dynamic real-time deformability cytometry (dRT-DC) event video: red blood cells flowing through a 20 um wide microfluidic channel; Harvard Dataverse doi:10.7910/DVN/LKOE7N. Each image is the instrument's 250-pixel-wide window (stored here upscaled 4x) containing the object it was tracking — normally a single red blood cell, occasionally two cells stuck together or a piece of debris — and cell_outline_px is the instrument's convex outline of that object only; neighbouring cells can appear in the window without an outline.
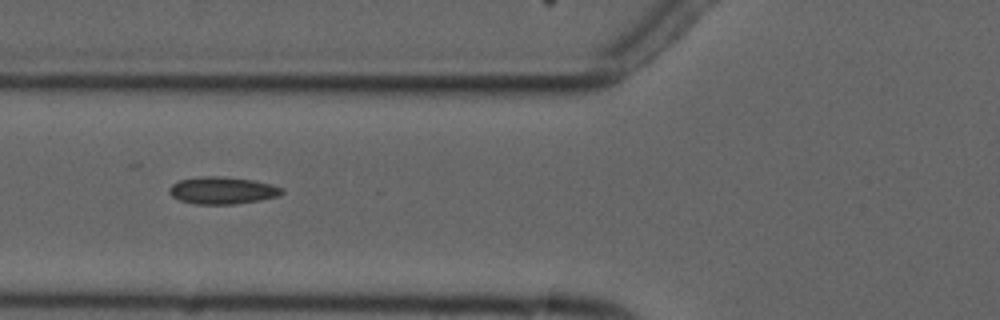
{"species": "common noctule bat (a hibernating species)", "species_latin": "Nyctalus noctula", "temperature_condition": "cold", "stored_images_in_passage": 8, "camera_frame_rate_fps": 3000, "um_per_image_px": 0.085, "animal": {"sex": "male", "forearm_length_mm": 52.5}, "frame": {"image": 1, "passage_image": 7, "time_ms": 7.0, "image_size_px": [1000, 320], "cell_outline_px": [[284, 192], [280, 196], [260, 200], [236, 204], [196, 204], [180, 200], [172, 196], [168, 192], [168, 188], [172, 184], [180, 180], [204, 176], [220, 176], [252, 180], [272, 184], [284, 188]], "centroid_in_image_um": [18.93, 16.19], "position_along_channel_um": 106.9, "area_um2": 17.92}}
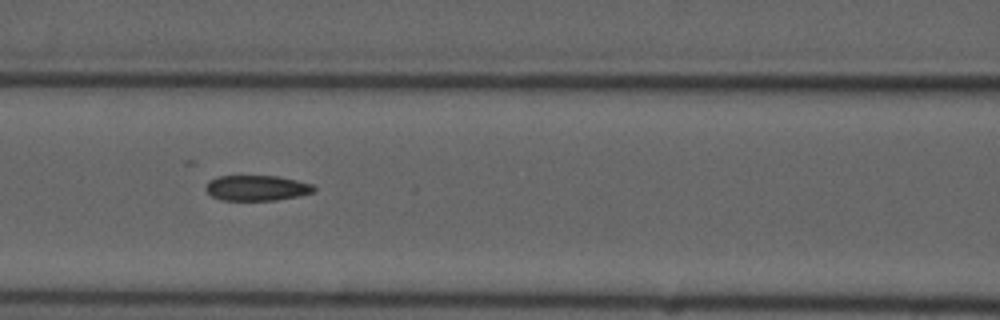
{"frame": {"image": 2, "passage_image": 8, "time_ms": 8.0, "image_size_px": [1000, 320], "cell_outline_px": [[316, 188], [312, 192], [300, 196], [276, 200], [224, 200], [212, 196], [204, 188], [216, 176], [276, 176], [296, 180], [312, 184]], "centroid_in_image_um": [21.85, 15.98], "position_along_channel_um": 144.8, "area_um2": 15.84}}